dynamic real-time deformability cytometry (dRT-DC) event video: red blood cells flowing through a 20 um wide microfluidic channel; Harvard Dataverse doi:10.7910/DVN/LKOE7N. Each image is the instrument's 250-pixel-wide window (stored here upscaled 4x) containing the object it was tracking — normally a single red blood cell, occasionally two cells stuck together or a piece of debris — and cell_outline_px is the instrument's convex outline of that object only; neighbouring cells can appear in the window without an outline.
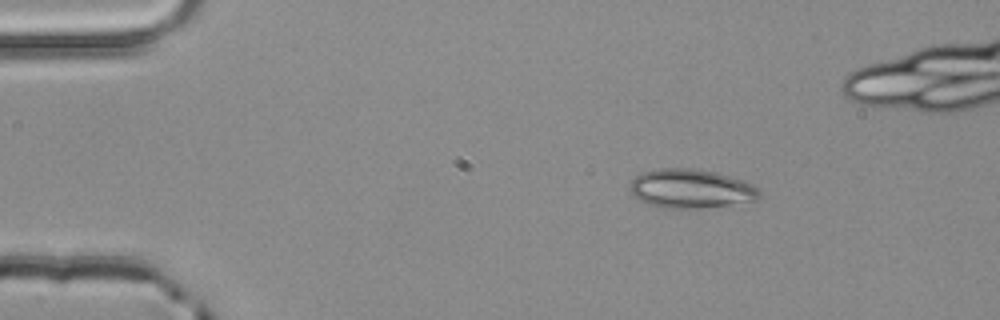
{"species": "common noctule bat (a hibernating species)", "species_latin": "Nyctalus noctula", "temperature_condition": "room temperature", "stored_images_in_passage": 4, "camera_frame_rate_fps": 3000, "um_per_image_px": 0.085, "animal": {"sex": "male", "body_mass_g": 20.4}, "frame": {"image": 1, "passage_image": 1, "time_ms": 0.0, "image_size_px": [1000, 320], "cell_outline_px": [[760, 200], [708, 208], [664, 208], [648, 204], [632, 196], [628, 188], [628, 184], [640, 172], [660, 168], [692, 168], [716, 172], [732, 176], [744, 180], [752, 184], [760, 192]], "centroid_in_image_um": [58.72, 16.04], "position_along_channel_um": 26.3, "area_um2": 30.0}}
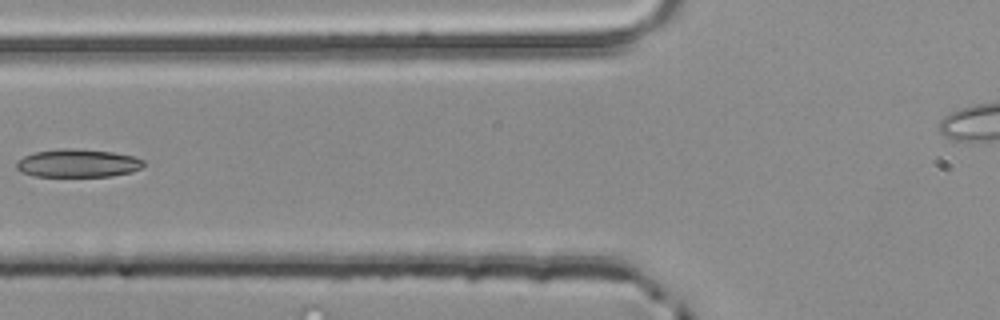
{"frame": {"image": 2, "passage_image": 4, "time_ms": 1.0, "image_size_px": [1000, 320], "cell_outline_px": [[144, 164], [140, 168], [132, 172], [112, 176], [36, 176], [20, 172], [16, 168], [16, 160], [24, 156], [36, 152], [64, 148], [72, 148], [112, 152], [132, 156], [144, 160]], "centroid_in_image_um": [6.59, 13.87], "position_along_channel_um": 119.2, "area_um2": 20.75}}